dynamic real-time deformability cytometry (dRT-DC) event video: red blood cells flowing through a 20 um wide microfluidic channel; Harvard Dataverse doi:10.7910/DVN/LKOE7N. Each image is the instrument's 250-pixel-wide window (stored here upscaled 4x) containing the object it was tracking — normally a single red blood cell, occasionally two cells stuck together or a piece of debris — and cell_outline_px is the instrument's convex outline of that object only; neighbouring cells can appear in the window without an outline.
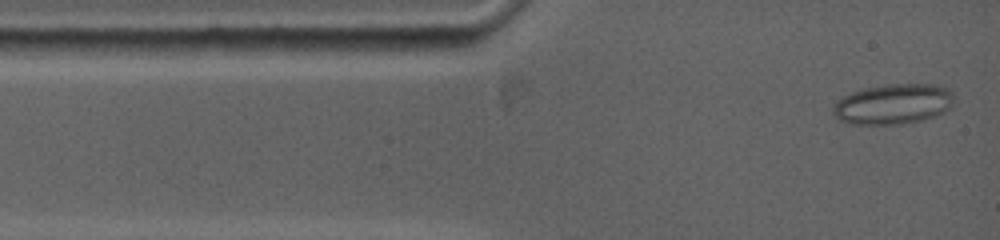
{"species": "common noctule bat (a hibernating species)", "species_latin": "Nyctalus noctula", "temperature_condition": "warm", "stored_images_in_passage": 76, "camera_frame_rate_fps": 5000, "um_per_image_px": 0.085, "animal": {"sex": "female", "body_mass_g": 19.0, "forearm_length_mm": 53.3}, "frame": {"image": 1, "passage_image": 2, "time_ms": 0.2, "image_size_px": [1000, 240], "cell_outline_px": [[952, 108], [936, 116], [924, 120], [900, 124], [848, 124], [836, 120], [832, 112], [832, 108], [844, 96], [852, 92], [868, 88], [888, 84], [932, 84], [944, 88], [952, 92]], "centroid_in_image_um": [75.91, 8.87], "position_along_channel_um": 9.1, "area_um2": 28.38}}
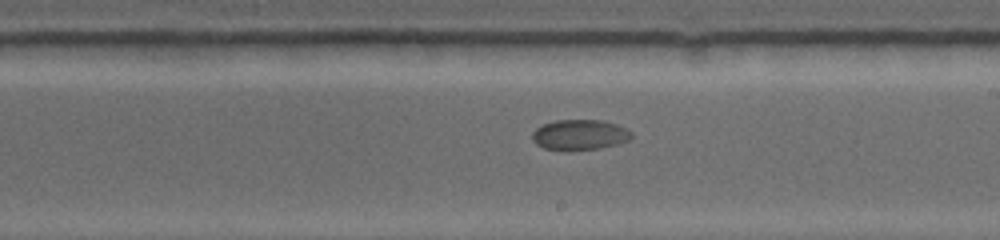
{"frame": {"image": 2, "passage_image": 39, "time_ms": 7.6, "image_size_px": [1000, 240], "cell_outline_px": [[632, 136], [628, 140], [616, 144], [596, 148], [544, 148], [536, 144], [532, 140], [532, 132], [536, 128], [544, 124], [556, 120], [600, 120], [616, 124], [628, 128], [632, 132]], "centroid_in_image_um": [49.29, 11.41], "position_along_channel_um": 239.7, "area_um2": 16.99}}
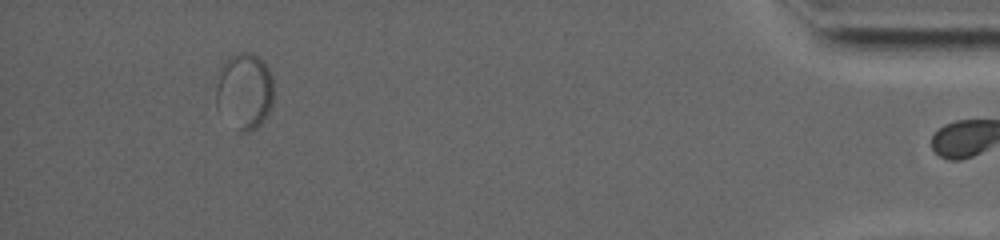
{"frame": {"image": 3, "passage_image": 75, "time_ms": 14.8, "image_size_px": [1000, 240], "cell_outline_px": [[272, 104], [264, 120], [256, 128], [248, 132], [240, 132], [216, 108], [216, 88], [220, 72], [228, 56], [240, 52], [252, 52], [260, 56], [264, 60], [272, 76]], "centroid_in_image_um": [20.79, 7.72], "position_along_channel_um": 414.4, "area_um2": 25.66}}